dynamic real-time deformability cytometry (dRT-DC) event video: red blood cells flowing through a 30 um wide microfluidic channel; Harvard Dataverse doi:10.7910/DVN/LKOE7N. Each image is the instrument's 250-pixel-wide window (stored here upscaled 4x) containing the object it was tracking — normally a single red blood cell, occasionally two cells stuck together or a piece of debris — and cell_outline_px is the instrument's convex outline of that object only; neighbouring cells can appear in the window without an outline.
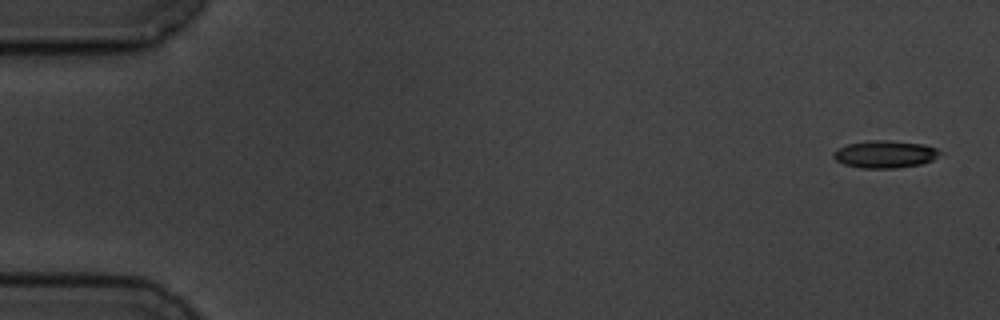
{"species": "common noctule bat (a hibernating species)", "species_latin": "Nyctalus noctula", "temperature_condition": "cold", "stored_images_in_passage": 6, "camera_frame_rate_fps": 3000, "um_per_image_px": 0.085, "animal": {"sex": "male", "body_mass_g": 19.5, "forearm_length_mm": 54.6}, "frame": {"image": 1, "passage_image": 1, "time_ms": 0.0, "image_size_px": [1000, 320], "cell_outline_px": [[944, 152], [932, 160], [920, 164], [896, 168], [860, 168], [844, 164], [836, 160], [832, 156], [832, 152], [836, 148], [848, 144], [868, 140], [888, 140], [924, 144], [936, 148]], "centroid_in_image_um": [75.21, 13.1], "position_along_channel_um": 9.8, "area_um2": 17.17}}
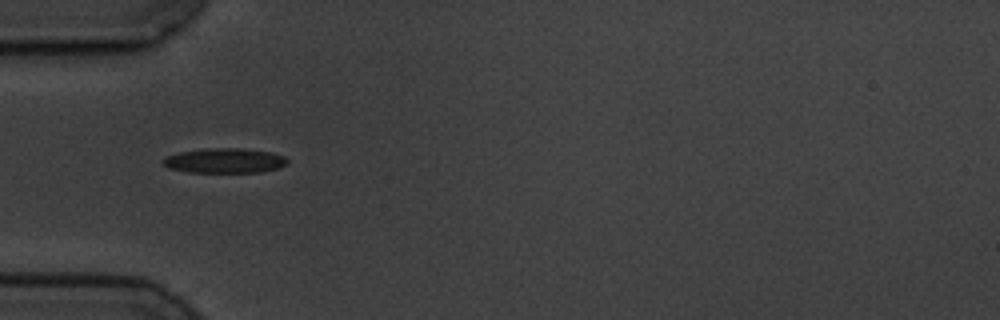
{"frame": {"image": 2, "passage_image": 5, "time_ms": 5.333, "image_size_px": [1000, 320], "cell_outline_px": [[288, 164], [276, 168], [260, 172], [188, 172], [168, 168], [160, 160], [164, 156], [180, 152], [204, 148], [240, 148], [272, 152], [284, 156], [288, 160]], "centroid_in_image_um": [19.06, 13.65], "position_along_channel_um": 65.9, "area_um2": 18.09}}
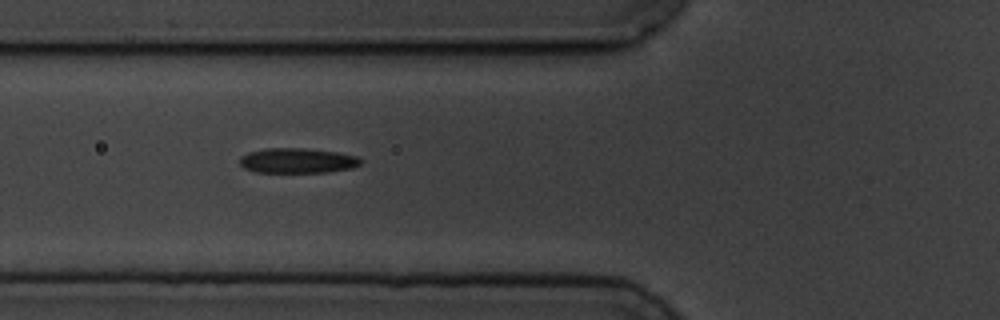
{"frame": {"image": 3, "passage_image": 6, "time_ms": 6.333, "image_size_px": [1000, 320], "cell_outline_px": [[364, 160], [360, 164], [352, 168], [328, 172], [256, 172], [244, 168], [240, 164], [240, 156], [248, 152], [264, 148], [304, 148], [336, 152], [356, 156]], "centroid_in_image_um": [25.27, 13.65], "position_along_channel_um": 100.5, "area_um2": 17.69}}